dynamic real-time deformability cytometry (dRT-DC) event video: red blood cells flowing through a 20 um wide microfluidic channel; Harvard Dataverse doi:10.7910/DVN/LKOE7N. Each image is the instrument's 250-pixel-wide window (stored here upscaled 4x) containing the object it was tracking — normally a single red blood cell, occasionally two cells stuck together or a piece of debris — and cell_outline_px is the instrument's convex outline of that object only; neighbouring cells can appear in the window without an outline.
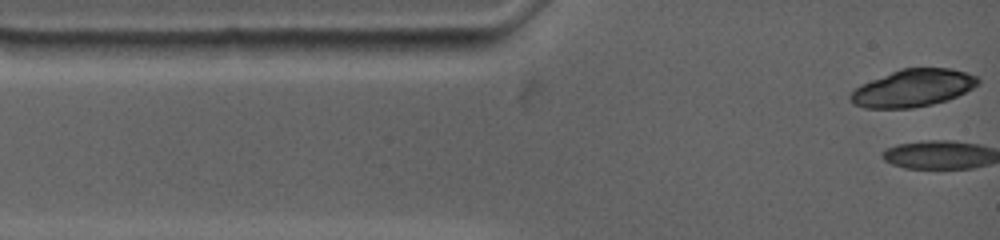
{"species": "common noctule bat (a hibernating species)", "species_latin": "Nyctalus noctula", "temperature_condition": "warm", "stored_images_in_passage": 5, "camera_frame_rate_fps": 4500, "um_per_image_px": 0.085, "animal": {"sex": "female", "body_mass_g": 19.0, "forearm_length_mm": 53.3}, "frame": {"image": 1, "passage_image": 1, "time_ms": 0.0, "image_size_px": [1000, 240], "cell_outline_px": [[980, 84], [948, 100], [932, 104], [912, 108], [864, 108], [852, 104], [848, 96], [860, 84], [900, 68], [952, 68], [976, 76], [980, 80]], "centroid_in_image_um": [77.57, 7.48], "position_along_channel_um": 7.4, "area_um2": 27.86}}